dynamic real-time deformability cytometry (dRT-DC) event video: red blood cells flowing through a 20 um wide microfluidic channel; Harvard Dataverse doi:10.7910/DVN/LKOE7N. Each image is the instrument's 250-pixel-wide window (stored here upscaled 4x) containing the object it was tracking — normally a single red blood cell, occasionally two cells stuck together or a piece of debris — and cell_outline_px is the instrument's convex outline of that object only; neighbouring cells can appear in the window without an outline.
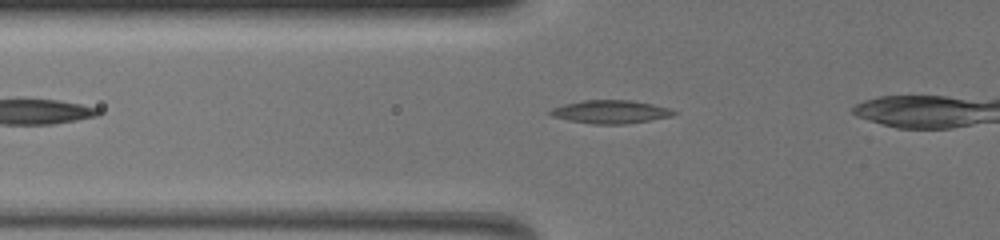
{"species": "common noctule bat (a hibernating species)", "species_latin": "Nyctalus noctula", "temperature_condition": "warm", "stored_images_in_passage": 41, "camera_frame_rate_fps": 3000, "um_per_image_px": 0.085, "animal": {"sex": "female", "body_mass_g": 19.5, "forearm_length_mm": 54.1}, "frame": {"image": 1, "passage_image": 8, "time_ms": 2.333, "image_size_px": [1000, 240], "cell_outline_px": [[680, 112], [672, 116], [628, 124], [592, 124], [568, 120], [552, 116], [548, 112], [552, 108], [564, 104], [584, 100], [632, 100], [652, 104], [668, 108]], "centroid_in_image_um": [51.91, 9.51], "position_along_channel_um": 73.9, "area_um2": 16.76}}
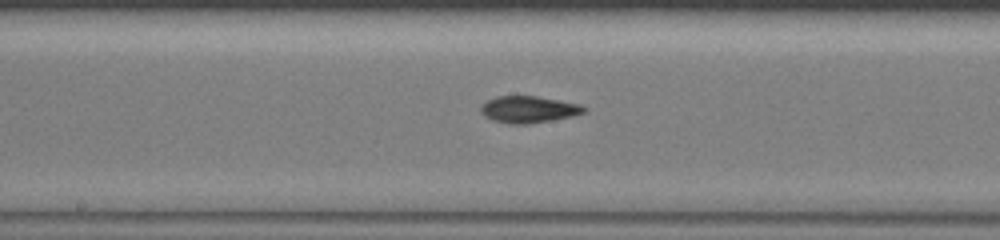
{"frame": {"image": 2, "passage_image": 20, "time_ms": 6.333, "image_size_px": [1000, 240], "cell_outline_px": [[588, 108], [584, 112], [572, 116], [552, 120], [528, 124], [508, 124], [492, 120], [484, 116], [480, 112], [480, 104], [496, 96], [536, 96], [560, 100], [580, 104]], "centroid_in_image_um": [44.9, 9.3], "position_along_channel_um": 203.3, "area_um2": 16.24}}
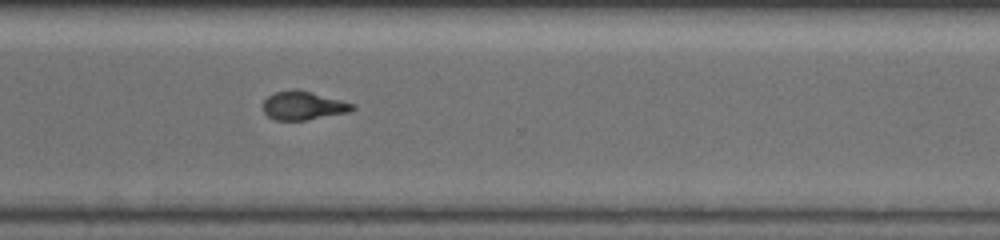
{"frame": {"image": 3, "passage_image": 33, "time_ms": 10.667, "image_size_px": [1000, 240], "cell_outline_px": [[356, 108], [352, 112], [308, 120], [276, 120], [268, 116], [264, 112], [264, 100], [268, 96], [276, 92], [292, 88], [296, 88], [356, 104]], "centroid_in_image_um": [25.83, 8.98], "position_along_channel_um": 344.8, "area_um2": 15.09}}